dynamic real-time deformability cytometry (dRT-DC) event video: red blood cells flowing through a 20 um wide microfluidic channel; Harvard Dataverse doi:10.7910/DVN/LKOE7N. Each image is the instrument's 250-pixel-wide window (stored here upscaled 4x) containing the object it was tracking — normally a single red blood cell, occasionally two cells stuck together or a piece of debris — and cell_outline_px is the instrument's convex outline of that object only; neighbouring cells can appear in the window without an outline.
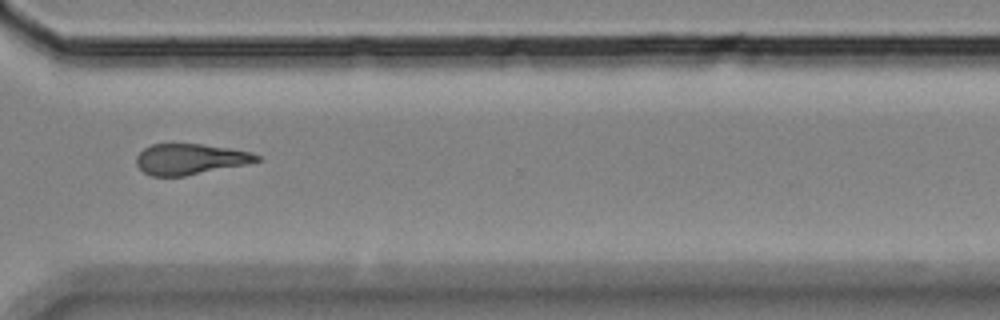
{"species": "Egyptian fruit bat (a non-hibernating species)", "species_latin": "Rousettus aegyptiacus", "temperature_condition": "room temperature", "stored_images_in_passage": 15, "camera_frame_rate_fps": 3000, "um_per_image_px": 0.085, "animal": {"sex": "female"}, "frame": {"image": 1, "passage_image": 11, "time_ms": 13.0, "image_size_px": [1000, 320], "cell_outline_px": [[260, 160], [244, 164], [184, 176], [148, 176], [136, 164], [136, 156], [144, 148], [152, 144], [200, 144], [228, 148], [252, 152], [260, 156]], "centroid_in_image_um": [16.11, 13.52], "position_along_channel_um": 354.5, "area_um2": 21.33}}
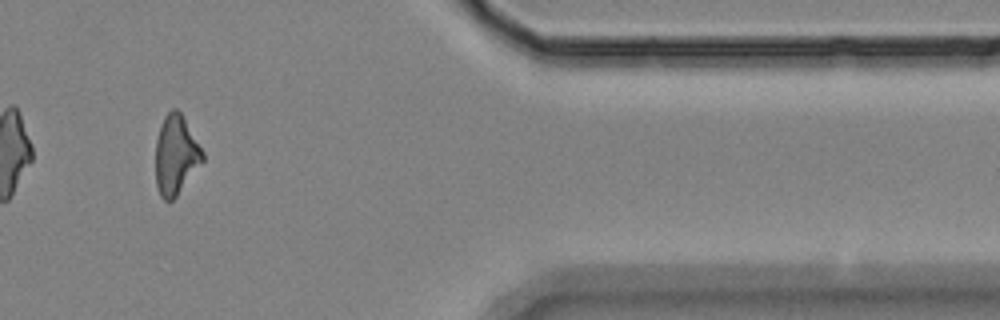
{"frame": {"image": 2, "passage_image": 13, "time_ms": 15.0, "image_size_px": [1000, 320], "cell_outline_px": [[204, 160], [176, 196], [172, 200], [164, 200], [160, 196], [156, 184], [156, 140], [160, 124], [164, 116], [172, 108], [176, 108], [180, 112], [204, 152]], "centroid_in_image_um": [14.94, 13.16], "position_along_channel_um": 396.5, "area_um2": 21.56}, "authors_computed_cell_mechanics": {"area_um2": 21.2704, "velocity_mm_per_s": 3.4525, "shape_relaxation_time_tau1_ms": 4.956, "shape_relaxation_time_tau2_ms": null, "deformation_change_tau1": 0.0902, "deformation_change_tau2": null}}